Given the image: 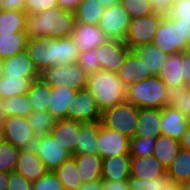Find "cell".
Masks as SVG:
<instances>
[{
  "label": "cell",
  "instance_id": "57",
  "mask_svg": "<svg viewBox=\"0 0 190 190\" xmlns=\"http://www.w3.org/2000/svg\"><path fill=\"white\" fill-rule=\"evenodd\" d=\"M162 190H183L182 184L175 183L173 181H169Z\"/></svg>",
  "mask_w": 190,
  "mask_h": 190
},
{
  "label": "cell",
  "instance_id": "46",
  "mask_svg": "<svg viewBox=\"0 0 190 190\" xmlns=\"http://www.w3.org/2000/svg\"><path fill=\"white\" fill-rule=\"evenodd\" d=\"M167 17L170 19L190 20V0H175Z\"/></svg>",
  "mask_w": 190,
  "mask_h": 190
},
{
  "label": "cell",
  "instance_id": "54",
  "mask_svg": "<svg viewBox=\"0 0 190 190\" xmlns=\"http://www.w3.org/2000/svg\"><path fill=\"white\" fill-rule=\"evenodd\" d=\"M77 190H103V180L98 179L89 183H82Z\"/></svg>",
  "mask_w": 190,
  "mask_h": 190
},
{
  "label": "cell",
  "instance_id": "21",
  "mask_svg": "<svg viewBox=\"0 0 190 190\" xmlns=\"http://www.w3.org/2000/svg\"><path fill=\"white\" fill-rule=\"evenodd\" d=\"M189 120L176 108L165 106L161 109L160 128L163 135L181 140Z\"/></svg>",
  "mask_w": 190,
  "mask_h": 190
},
{
  "label": "cell",
  "instance_id": "24",
  "mask_svg": "<svg viewBox=\"0 0 190 190\" xmlns=\"http://www.w3.org/2000/svg\"><path fill=\"white\" fill-rule=\"evenodd\" d=\"M160 124L161 109L139 108L135 136L157 138L162 134Z\"/></svg>",
  "mask_w": 190,
  "mask_h": 190
},
{
  "label": "cell",
  "instance_id": "19",
  "mask_svg": "<svg viewBox=\"0 0 190 190\" xmlns=\"http://www.w3.org/2000/svg\"><path fill=\"white\" fill-rule=\"evenodd\" d=\"M81 124L82 122L72 119L57 120L50 134L60 145L75 155Z\"/></svg>",
  "mask_w": 190,
  "mask_h": 190
},
{
  "label": "cell",
  "instance_id": "43",
  "mask_svg": "<svg viewBox=\"0 0 190 190\" xmlns=\"http://www.w3.org/2000/svg\"><path fill=\"white\" fill-rule=\"evenodd\" d=\"M120 4L129 14L130 19L152 14L149 0H121Z\"/></svg>",
  "mask_w": 190,
  "mask_h": 190
},
{
  "label": "cell",
  "instance_id": "40",
  "mask_svg": "<svg viewBox=\"0 0 190 190\" xmlns=\"http://www.w3.org/2000/svg\"><path fill=\"white\" fill-rule=\"evenodd\" d=\"M20 149L2 140L0 143V172L15 171Z\"/></svg>",
  "mask_w": 190,
  "mask_h": 190
},
{
  "label": "cell",
  "instance_id": "32",
  "mask_svg": "<svg viewBox=\"0 0 190 190\" xmlns=\"http://www.w3.org/2000/svg\"><path fill=\"white\" fill-rule=\"evenodd\" d=\"M166 106L178 109L190 121V87L166 86Z\"/></svg>",
  "mask_w": 190,
  "mask_h": 190
},
{
  "label": "cell",
  "instance_id": "11",
  "mask_svg": "<svg viewBox=\"0 0 190 190\" xmlns=\"http://www.w3.org/2000/svg\"><path fill=\"white\" fill-rule=\"evenodd\" d=\"M130 16L120 3L105 8L99 20L98 27L102 29L111 40H125Z\"/></svg>",
  "mask_w": 190,
  "mask_h": 190
},
{
  "label": "cell",
  "instance_id": "1",
  "mask_svg": "<svg viewBox=\"0 0 190 190\" xmlns=\"http://www.w3.org/2000/svg\"><path fill=\"white\" fill-rule=\"evenodd\" d=\"M25 51L40 74L51 66L76 63L80 55L70 36L28 38Z\"/></svg>",
  "mask_w": 190,
  "mask_h": 190
},
{
  "label": "cell",
  "instance_id": "12",
  "mask_svg": "<svg viewBox=\"0 0 190 190\" xmlns=\"http://www.w3.org/2000/svg\"><path fill=\"white\" fill-rule=\"evenodd\" d=\"M33 148L48 171H54L72 157V154L60 145L51 134L36 138Z\"/></svg>",
  "mask_w": 190,
  "mask_h": 190
},
{
  "label": "cell",
  "instance_id": "36",
  "mask_svg": "<svg viewBox=\"0 0 190 190\" xmlns=\"http://www.w3.org/2000/svg\"><path fill=\"white\" fill-rule=\"evenodd\" d=\"M34 80L36 79L0 75V98L8 99L12 96L27 94Z\"/></svg>",
  "mask_w": 190,
  "mask_h": 190
},
{
  "label": "cell",
  "instance_id": "42",
  "mask_svg": "<svg viewBox=\"0 0 190 190\" xmlns=\"http://www.w3.org/2000/svg\"><path fill=\"white\" fill-rule=\"evenodd\" d=\"M156 138L134 136L130 142L131 157H145L153 155Z\"/></svg>",
  "mask_w": 190,
  "mask_h": 190
},
{
  "label": "cell",
  "instance_id": "6",
  "mask_svg": "<svg viewBox=\"0 0 190 190\" xmlns=\"http://www.w3.org/2000/svg\"><path fill=\"white\" fill-rule=\"evenodd\" d=\"M139 108L125 101L102 112L101 124L128 138H133L137 129Z\"/></svg>",
  "mask_w": 190,
  "mask_h": 190
},
{
  "label": "cell",
  "instance_id": "23",
  "mask_svg": "<svg viewBox=\"0 0 190 190\" xmlns=\"http://www.w3.org/2000/svg\"><path fill=\"white\" fill-rule=\"evenodd\" d=\"M166 174V168L153 155L131 157L130 176L144 179H155Z\"/></svg>",
  "mask_w": 190,
  "mask_h": 190
},
{
  "label": "cell",
  "instance_id": "44",
  "mask_svg": "<svg viewBox=\"0 0 190 190\" xmlns=\"http://www.w3.org/2000/svg\"><path fill=\"white\" fill-rule=\"evenodd\" d=\"M31 190H65L57 174L47 171L41 178L32 183Z\"/></svg>",
  "mask_w": 190,
  "mask_h": 190
},
{
  "label": "cell",
  "instance_id": "9",
  "mask_svg": "<svg viewBox=\"0 0 190 190\" xmlns=\"http://www.w3.org/2000/svg\"><path fill=\"white\" fill-rule=\"evenodd\" d=\"M0 134L4 141L19 149L33 148L36 141L25 117L10 116L3 120L0 124Z\"/></svg>",
  "mask_w": 190,
  "mask_h": 190
},
{
  "label": "cell",
  "instance_id": "41",
  "mask_svg": "<svg viewBox=\"0 0 190 190\" xmlns=\"http://www.w3.org/2000/svg\"><path fill=\"white\" fill-rule=\"evenodd\" d=\"M169 181L170 179L167 173L155 179L130 176L128 179V188L129 190H162Z\"/></svg>",
  "mask_w": 190,
  "mask_h": 190
},
{
  "label": "cell",
  "instance_id": "28",
  "mask_svg": "<svg viewBox=\"0 0 190 190\" xmlns=\"http://www.w3.org/2000/svg\"><path fill=\"white\" fill-rule=\"evenodd\" d=\"M180 148L181 144L179 140L161 134L156 138L153 156L167 169L176 157Z\"/></svg>",
  "mask_w": 190,
  "mask_h": 190
},
{
  "label": "cell",
  "instance_id": "31",
  "mask_svg": "<svg viewBox=\"0 0 190 190\" xmlns=\"http://www.w3.org/2000/svg\"><path fill=\"white\" fill-rule=\"evenodd\" d=\"M166 173L170 181L175 183L187 181L190 178V151L181 147Z\"/></svg>",
  "mask_w": 190,
  "mask_h": 190
},
{
  "label": "cell",
  "instance_id": "48",
  "mask_svg": "<svg viewBox=\"0 0 190 190\" xmlns=\"http://www.w3.org/2000/svg\"><path fill=\"white\" fill-rule=\"evenodd\" d=\"M32 183L25 179L21 174L12 171L9 173V179L6 190H31Z\"/></svg>",
  "mask_w": 190,
  "mask_h": 190
},
{
  "label": "cell",
  "instance_id": "2",
  "mask_svg": "<svg viewBox=\"0 0 190 190\" xmlns=\"http://www.w3.org/2000/svg\"><path fill=\"white\" fill-rule=\"evenodd\" d=\"M76 23L75 13L58 6L45 12L26 15V34L28 38L44 36L55 39L70 36Z\"/></svg>",
  "mask_w": 190,
  "mask_h": 190
},
{
  "label": "cell",
  "instance_id": "10",
  "mask_svg": "<svg viewBox=\"0 0 190 190\" xmlns=\"http://www.w3.org/2000/svg\"><path fill=\"white\" fill-rule=\"evenodd\" d=\"M67 111V119L82 123L101 122L102 111L95 97L86 88L76 91Z\"/></svg>",
  "mask_w": 190,
  "mask_h": 190
},
{
  "label": "cell",
  "instance_id": "27",
  "mask_svg": "<svg viewBox=\"0 0 190 190\" xmlns=\"http://www.w3.org/2000/svg\"><path fill=\"white\" fill-rule=\"evenodd\" d=\"M33 112V107L27 94L12 96L11 98H0V122L10 116L27 117Z\"/></svg>",
  "mask_w": 190,
  "mask_h": 190
},
{
  "label": "cell",
  "instance_id": "4",
  "mask_svg": "<svg viewBox=\"0 0 190 190\" xmlns=\"http://www.w3.org/2000/svg\"><path fill=\"white\" fill-rule=\"evenodd\" d=\"M152 44L167 55L187 51L190 45V20L163 17Z\"/></svg>",
  "mask_w": 190,
  "mask_h": 190
},
{
  "label": "cell",
  "instance_id": "61",
  "mask_svg": "<svg viewBox=\"0 0 190 190\" xmlns=\"http://www.w3.org/2000/svg\"><path fill=\"white\" fill-rule=\"evenodd\" d=\"M1 70H2V60L0 59V75H1Z\"/></svg>",
  "mask_w": 190,
  "mask_h": 190
},
{
  "label": "cell",
  "instance_id": "8",
  "mask_svg": "<svg viewBox=\"0 0 190 190\" xmlns=\"http://www.w3.org/2000/svg\"><path fill=\"white\" fill-rule=\"evenodd\" d=\"M163 16L150 14L143 17L130 19L124 43L130 50H135L144 45L153 43L157 27Z\"/></svg>",
  "mask_w": 190,
  "mask_h": 190
},
{
  "label": "cell",
  "instance_id": "56",
  "mask_svg": "<svg viewBox=\"0 0 190 190\" xmlns=\"http://www.w3.org/2000/svg\"><path fill=\"white\" fill-rule=\"evenodd\" d=\"M9 179V173L0 172V190H6Z\"/></svg>",
  "mask_w": 190,
  "mask_h": 190
},
{
  "label": "cell",
  "instance_id": "55",
  "mask_svg": "<svg viewBox=\"0 0 190 190\" xmlns=\"http://www.w3.org/2000/svg\"><path fill=\"white\" fill-rule=\"evenodd\" d=\"M181 147L190 151V121L187 124L185 133L180 140Z\"/></svg>",
  "mask_w": 190,
  "mask_h": 190
},
{
  "label": "cell",
  "instance_id": "26",
  "mask_svg": "<svg viewBox=\"0 0 190 190\" xmlns=\"http://www.w3.org/2000/svg\"><path fill=\"white\" fill-rule=\"evenodd\" d=\"M181 53L168 55L160 69L158 77L165 86H182L185 84Z\"/></svg>",
  "mask_w": 190,
  "mask_h": 190
},
{
  "label": "cell",
  "instance_id": "58",
  "mask_svg": "<svg viewBox=\"0 0 190 190\" xmlns=\"http://www.w3.org/2000/svg\"><path fill=\"white\" fill-rule=\"evenodd\" d=\"M102 6L103 8H109L114 4L120 3L121 0H97Z\"/></svg>",
  "mask_w": 190,
  "mask_h": 190
},
{
  "label": "cell",
  "instance_id": "33",
  "mask_svg": "<svg viewBox=\"0 0 190 190\" xmlns=\"http://www.w3.org/2000/svg\"><path fill=\"white\" fill-rule=\"evenodd\" d=\"M25 11L3 10L0 12V36L26 32Z\"/></svg>",
  "mask_w": 190,
  "mask_h": 190
},
{
  "label": "cell",
  "instance_id": "18",
  "mask_svg": "<svg viewBox=\"0 0 190 190\" xmlns=\"http://www.w3.org/2000/svg\"><path fill=\"white\" fill-rule=\"evenodd\" d=\"M116 74L126 88L152 76L146 73V66L134 50L127 52L123 65Z\"/></svg>",
  "mask_w": 190,
  "mask_h": 190
},
{
  "label": "cell",
  "instance_id": "7",
  "mask_svg": "<svg viewBox=\"0 0 190 190\" xmlns=\"http://www.w3.org/2000/svg\"><path fill=\"white\" fill-rule=\"evenodd\" d=\"M87 76L77 63L51 66L40 74L51 88L69 87L77 91L86 87Z\"/></svg>",
  "mask_w": 190,
  "mask_h": 190
},
{
  "label": "cell",
  "instance_id": "47",
  "mask_svg": "<svg viewBox=\"0 0 190 190\" xmlns=\"http://www.w3.org/2000/svg\"><path fill=\"white\" fill-rule=\"evenodd\" d=\"M55 6H57V0H25L27 14L45 12Z\"/></svg>",
  "mask_w": 190,
  "mask_h": 190
},
{
  "label": "cell",
  "instance_id": "45",
  "mask_svg": "<svg viewBox=\"0 0 190 190\" xmlns=\"http://www.w3.org/2000/svg\"><path fill=\"white\" fill-rule=\"evenodd\" d=\"M87 74L100 70V64L96 57V50L91 49L80 53L76 62Z\"/></svg>",
  "mask_w": 190,
  "mask_h": 190
},
{
  "label": "cell",
  "instance_id": "39",
  "mask_svg": "<svg viewBox=\"0 0 190 190\" xmlns=\"http://www.w3.org/2000/svg\"><path fill=\"white\" fill-rule=\"evenodd\" d=\"M54 172L57 174L65 190H77L82 184L75 160L72 157L63 162Z\"/></svg>",
  "mask_w": 190,
  "mask_h": 190
},
{
  "label": "cell",
  "instance_id": "15",
  "mask_svg": "<svg viewBox=\"0 0 190 190\" xmlns=\"http://www.w3.org/2000/svg\"><path fill=\"white\" fill-rule=\"evenodd\" d=\"M70 37L79 53L95 49L110 40L108 35L98 25L80 22L75 23Z\"/></svg>",
  "mask_w": 190,
  "mask_h": 190
},
{
  "label": "cell",
  "instance_id": "60",
  "mask_svg": "<svg viewBox=\"0 0 190 190\" xmlns=\"http://www.w3.org/2000/svg\"><path fill=\"white\" fill-rule=\"evenodd\" d=\"M4 10L3 0H0V12Z\"/></svg>",
  "mask_w": 190,
  "mask_h": 190
},
{
  "label": "cell",
  "instance_id": "30",
  "mask_svg": "<svg viewBox=\"0 0 190 190\" xmlns=\"http://www.w3.org/2000/svg\"><path fill=\"white\" fill-rule=\"evenodd\" d=\"M98 128L99 122L81 124L75 154L98 155Z\"/></svg>",
  "mask_w": 190,
  "mask_h": 190
},
{
  "label": "cell",
  "instance_id": "50",
  "mask_svg": "<svg viewBox=\"0 0 190 190\" xmlns=\"http://www.w3.org/2000/svg\"><path fill=\"white\" fill-rule=\"evenodd\" d=\"M181 60L184 70L185 85L190 87V52L188 50L181 53Z\"/></svg>",
  "mask_w": 190,
  "mask_h": 190
},
{
  "label": "cell",
  "instance_id": "16",
  "mask_svg": "<svg viewBox=\"0 0 190 190\" xmlns=\"http://www.w3.org/2000/svg\"><path fill=\"white\" fill-rule=\"evenodd\" d=\"M1 75L5 77H20L38 79L40 73L24 50L15 56L2 60Z\"/></svg>",
  "mask_w": 190,
  "mask_h": 190
},
{
  "label": "cell",
  "instance_id": "52",
  "mask_svg": "<svg viewBox=\"0 0 190 190\" xmlns=\"http://www.w3.org/2000/svg\"><path fill=\"white\" fill-rule=\"evenodd\" d=\"M83 0H57V6L63 10L75 12Z\"/></svg>",
  "mask_w": 190,
  "mask_h": 190
},
{
  "label": "cell",
  "instance_id": "20",
  "mask_svg": "<svg viewBox=\"0 0 190 190\" xmlns=\"http://www.w3.org/2000/svg\"><path fill=\"white\" fill-rule=\"evenodd\" d=\"M130 154L115 155L103 159V181H128L130 177Z\"/></svg>",
  "mask_w": 190,
  "mask_h": 190
},
{
  "label": "cell",
  "instance_id": "34",
  "mask_svg": "<svg viewBox=\"0 0 190 190\" xmlns=\"http://www.w3.org/2000/svg\"><path fill=\"white\" fill-rule=\"evenodd\" d=\"M51 87L40 77L34 80L27 92L33 111H48Z\"/></svg>",
  "mask_w": 190,
  "mask_h": 190
},
{
  "label": "cell",
  "instance_id": "59",
  "mask_svg": "<svg viewBox=\"0 0 190 190\" xmlns=\"http://www.w3.org/2000/svg\"><path fill=\"white\" fill-rule=\"evenodd\" d=\"M182 186H183V190H190V178L187 181H185L182 184Z\"/></svg>",
  "mask_w": 190,
  "mask_h": 190
},
{
  "label": "cell",
  "instance_id": "35",
  "mask_svg": "<svg viewBox=\"0 0 190 190\" xmlns=\"http://www.w3.org/2000/svg\"><path fill=\"white\" fill-rule=\"evenodd\" d=\"M26 32L0 36V59L5 60L25 50L27 43Z\"/></svg>",
  "mask_w": 190,
  "mask_h": 190
},
{
  "label": "cell",
  "instance_id": "3",
  "mask_svg": "<svg viewBox=\"0 0 190 190\" xmlns=\"http://www.w3.org/2000/svg\"><path fill=\"white\" fill-rule=\"evenodd\" d=\"M103 112L126 101V87L116 73L98 70L87 76L86 87Z\"/></svg>",
  "mask_w": 190,
  "mask_h": 190
},
{
  "label": "cell",
  "instance_id": "25",
  "mask_svg": "<svg viewBox=\"0 0 190 190\" xmlns=\"http://www.w3.org/2000/svg\"><path fill=\"white\" fill-rule=\"evenodd\" d=\"M77 90L69 87H54L51 88L49 94L48 111L57 119H67L68 106L72 104V99Z\"/></svg>",
  "mask_w": 190,
  "mask_h": 190
},
{
  "label": "cell",
  "instance_id": "53",
  "mask_svg": "<svg viewBox=\"0 0 190 190\" xmlns=\"http://www.w3.org/2000/svg\"><path fill=\"white\" fill-rule=\"evenodd\" d=\"M103 190H129L128 181H103Z\"/></svg>",
  "mask_w": 190,
  "mask_h": 190
},
{
  "label": "cell",
  "instance_id": "22",
  "mask_svg": "<svg viewBox=\"0 0 190 190\" xmlns=\"http://www.w3.org/2000/svg\"><path fill=\"white\" fill-rule=\"evenodd\" d=\"M77 166L82 183H89L102 179L103 159L99 155L75 154L72 155Z\"/></svg>",
  "mask_w": 190,
  "mask_h": 190
},
{
  "label": "cell",
  "instance_id": "38",
  "mask_svg": "<svg viewBox=\"0 0 190 190\" xmlns=\"http://www.w3.org/2000/svg\"><path fill=\"white\" fill-rule=\"evenodd\" d=\"M103 11V6L97 0H83L74 12L76 22L98 25Z\"/></svg>",
  "mask_w": 190,
  "mask_h": 190
},
{
  "label": "cell",
  "instance_id": "49",
  "mask_svg": "<svg viewBox=\"0 0 190 190\" xmlns=\"http://www.w3.org/2000/svg\"><path fill=\"white\" fill-rule=\"evenodd\" d=\"M175 0H149L152 13L166 17Z\"/></svg>",
  "mask_w": 190,
  "mask_h": 190
},
{
  "label": "cell",
  "instance_id": "13",
  "mask_svg": "<svg viewBox=\"0 0 190 190\" xmlns=\"http://www.w3.org/2000/svg\"><path fill=\"white\" fill-rule=\"evenodd\" d=\"M131 139L117 131L103 126L99 122L97 147L98 155L102 158H108L115 155L130 154Z\"/></svg>",
  "mask_w": 190,
  "mask_h": 190
},
{
  "label": "cell",
  "instance_id": "51",
  "mask_svg": "<svg viewBox=\"0 0 190 190\" xmlns=\"http://www.w3.org/2000/svg\"><path fill=\"white\" fill-rule=\"evenodd\" d=\"M4 10L25 11V0H3Z\"/></svg>",
  "mask_w": 190,
  "mask_h": 190
},
{
  "label": "cell",
  "instance_id": "37",
  "mask_svg": "<svg viewBox=\"0 0 190 190\" xmlns=\"http://www.w3.org/2000/svg\"><path fill=\"white\" fill-rule=\"evenodd\" d=\"M26 119L36 138L50 134L57 121L49 111H33Z\"/></svg>",
  "mask_w": 190,
  "mask_h": 190
},
{
  "label": "cell",
  "instance_id": "29",
  "mask_svg": "<svg viewBox=\"0 0 190 190\" xmlns=\"http://www.w3.org/2000/svg\"><path fill=\"white\" fill-rule=\"evenodd\" d=\"M146 66V73L158 76L168 55L154 44L144 45L134 50Z\"/></svg>",
  "mask_w": 190,
  "mask_h": 190
},
{
  "label": "cell",
  "instance_id": "17",
  "mask_svg": "<svg viewBox=\"0 0 190 190\" xmlns=\"http://www.w3.org/2000/svg\"><path fill=\"white\" fill-rule=\"evenodd\" d=\"M47 168L36 154L34 148L20 149L15 172L21 174L29 182L33 183L41 178Z\"/></svg>",
  "mask_w": 190,
  "mask_h": 190
},
{
  "label": "cell",
  "instance_id": "14",
  "mask_svg": "<svg viewBox=\"0 0 190 190\" xmlns=\"http://www.w3.org/2000/svg\"><path fill=\"white\" fill-rule=\"evenodd\" d=\"M95 50L100 70L117 73L130 49L123 41L110 39L99 45Z\"/></svg>",
  "mask_w": 190,
  "mask_h": 190
},
{
  "label": "cell",
  "instance_id": "5",
  "mask_svg": "<svg viewBox=\"0 0 190 190\" xmlns=\"http://www.w3.org/2000/svg\"><path fill=\"white\" fill-rule=\"evenodd\" d=\"M158 76H151L126 88V101L138 108L162 109L166 106V89Z\"/></svg>",
  "mask_w": 190,
  "mask_h": 190
}]
</instances>
